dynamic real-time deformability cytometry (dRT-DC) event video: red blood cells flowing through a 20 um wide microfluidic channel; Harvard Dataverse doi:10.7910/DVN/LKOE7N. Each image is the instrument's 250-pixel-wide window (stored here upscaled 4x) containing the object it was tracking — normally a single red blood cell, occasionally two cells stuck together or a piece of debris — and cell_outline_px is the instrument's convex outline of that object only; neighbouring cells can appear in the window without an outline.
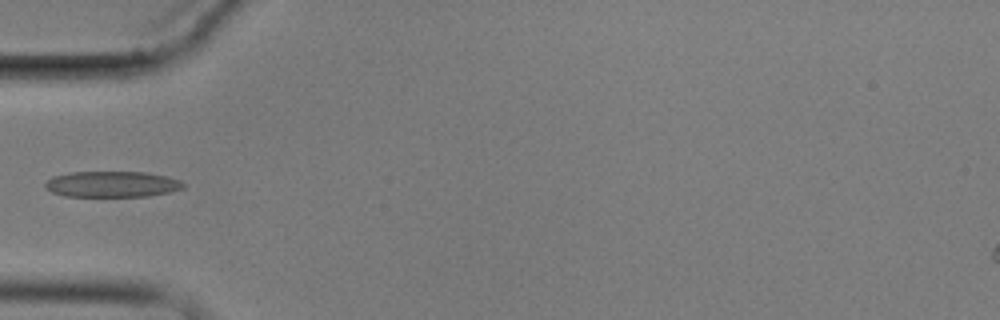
{"species": "common noctule bat (a hibernating species)", "species_latin": "Nyctalus noctula", "temperature_condition": "cold", "stored_images_in_passage": 7, "camera_frame_rate_fps": 3000, "um_per_image_px": 0.085, "animal": {"sex": "male", "body_mass_g": 17.9}, "frame": {"image": 1, "passage_image": 5, "time_ms": 4.667, "image_size_px": [1000, 320], "cell_outline_px": [[184, 188], [168, 192], [148, 196], [64, 196], [52, 192], [44, 188], [44, 184], [52, 176], [68, 172], [144, 172], [164, 176], [180, 180], [184, 184]], "centroid_in_image_um": [9.47, 15.65], "position_along_channel_um": 75.5, "area_um2": 20.81}}
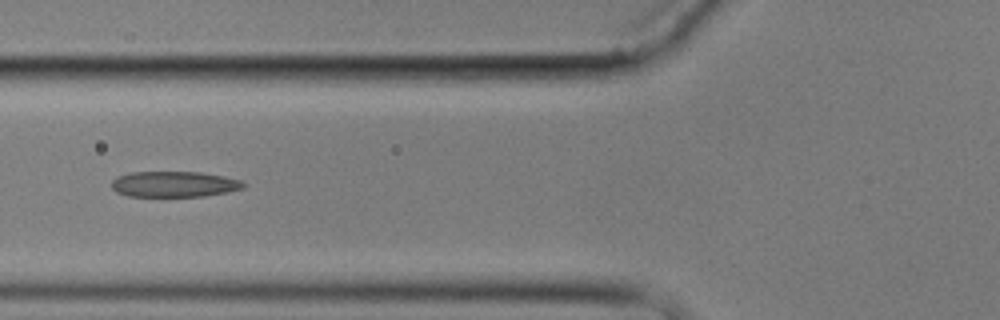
{"frame": {"image": 2, "passage_image": 6, "time_ms": 5.667, "image_size_px": [1000, 320], "cell_outline_px": [[248, 184], [244, 188], [228, 192], [204, 196], [128, 196], [116, 192], [112, 188], [112, 180], [116, 176], [132, 172], [200, 172], [224, 176], [240, 180]], "centroid_in_image_um": [14.82, 15.65], "position_along_channel_um": 111.0, "area_um2": 19.88}}
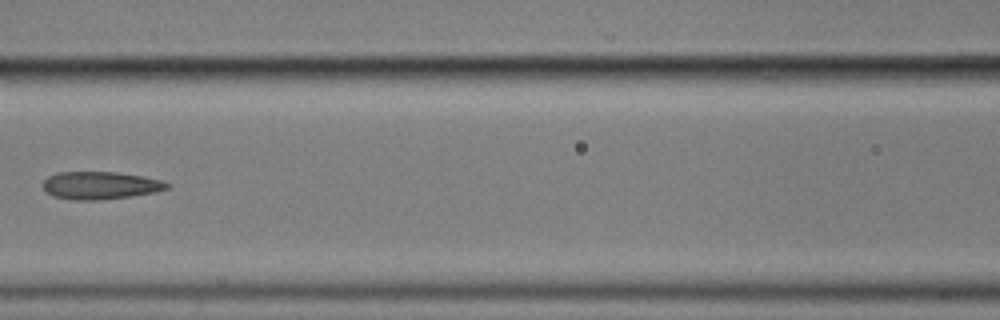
{"frame": {"image": 3, "passage_image": 7, "time_ms": 7.0, "image_size_px": [1000, 320], "cell_outline_px": [[172, 184], [168, 188], [156, 192], [132, 196], [100, 200], [72, 200], [52, 196], [44, 188], [44, 180], [48, 176], [56, 172], [116, 172], [140, 176], [160, 180]], "centroid_in_image_um": [8.53, 15.76], "position_along_channel_um": 158.1, "area_um2": 20.0}}